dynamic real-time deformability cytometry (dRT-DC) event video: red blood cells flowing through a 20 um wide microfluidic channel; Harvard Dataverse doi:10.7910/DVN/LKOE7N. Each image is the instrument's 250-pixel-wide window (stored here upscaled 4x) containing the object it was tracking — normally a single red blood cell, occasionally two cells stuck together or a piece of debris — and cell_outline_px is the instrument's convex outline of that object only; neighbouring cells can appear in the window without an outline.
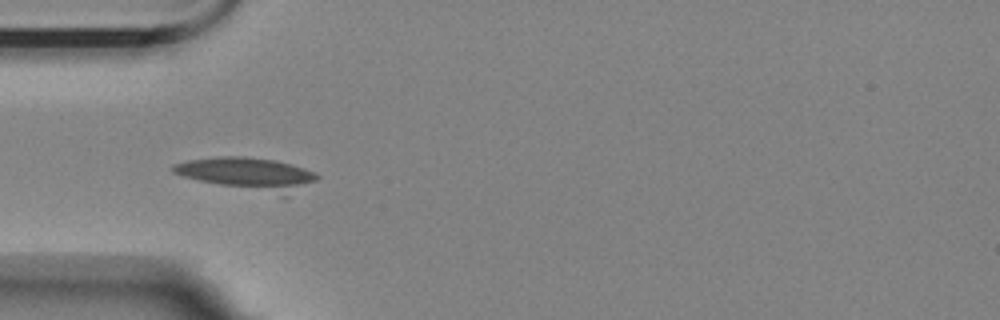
{"species": "Egyptian fruit bat (a non-hibernating species)", "species_latin": "Rousettus aegyptiacus", "temperature_condition": "room temperature", "stored_images_in_passage": 25, "camera_frame_rate_fps": 3000, "um_per_image_px": 0.085, "animal": {"sex": "female"}, "frame": {"image": 1, "passage_image": 1, "time_ms": 0.0, "image_size_px": [1000, 320], "cell_outline_px": [[320, 176], [316, 180], [284, 196], [280, 196], [200, 180], [184, 176], [172, 172], [172, 164], [188, 160], [220, 156], [244, 156], [276, 160], [304, 168], [316, 172]], "centroid_in_image_um": [21.08, 14.75], "position_along_channel_um": 63.9, "area_um2": 26.82}}
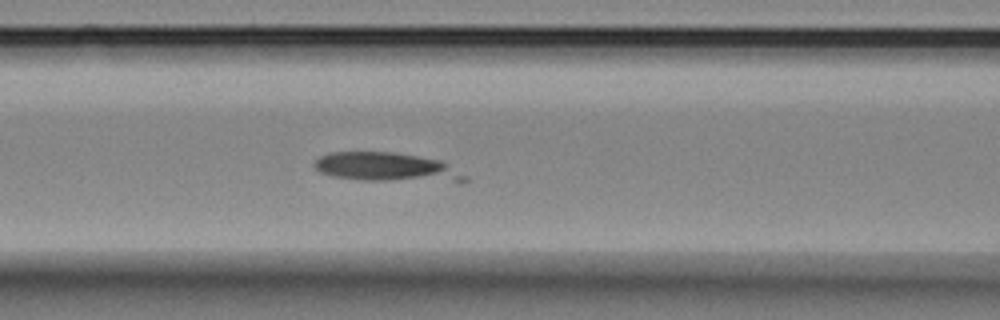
{"frame": {"image": 2, "passage_image": 7, "time_ms": 2.0, "image_size_px": [1000, 320], "cell_outline_px": [[468, 180], [360, 180], [332, 176], [320, 172], [312, 164], [320, 156], [328, 152], [392, 152], [440, 160], [468, 176]], "centroid_in_image_um": [32.76, 14.19], "position_along_channel_um": 133.8, "area_um2": 24.74}}
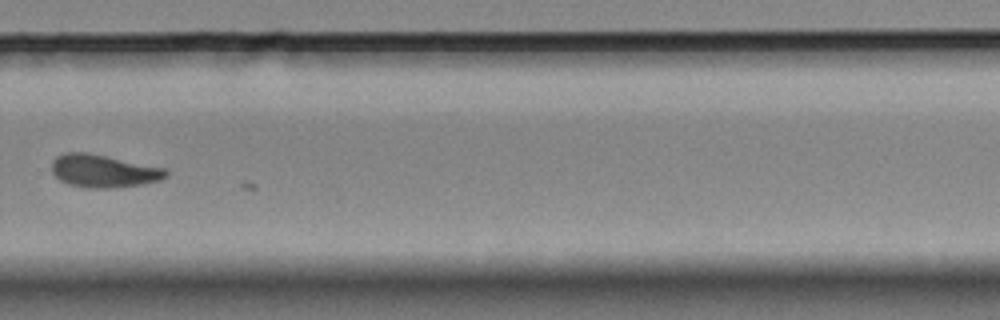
{"frame": {"image": 3, "passage_image": 23, "time_ms": 7.333, "image_size_px": [1000, 320], "cell_outline_px": [[168, 176], [160, 180], [144, 184], [116, 188], [88, 188], [68, 184], [60, 180], [52, 172], [52, 160], [56, 156], [64, 152], [88, 152], [164, 168], [168, 172]], "centroid_in_image_um": [8.78, 14.54], "position_along_channel_um": 321.0, "area_um2": 21.96}}